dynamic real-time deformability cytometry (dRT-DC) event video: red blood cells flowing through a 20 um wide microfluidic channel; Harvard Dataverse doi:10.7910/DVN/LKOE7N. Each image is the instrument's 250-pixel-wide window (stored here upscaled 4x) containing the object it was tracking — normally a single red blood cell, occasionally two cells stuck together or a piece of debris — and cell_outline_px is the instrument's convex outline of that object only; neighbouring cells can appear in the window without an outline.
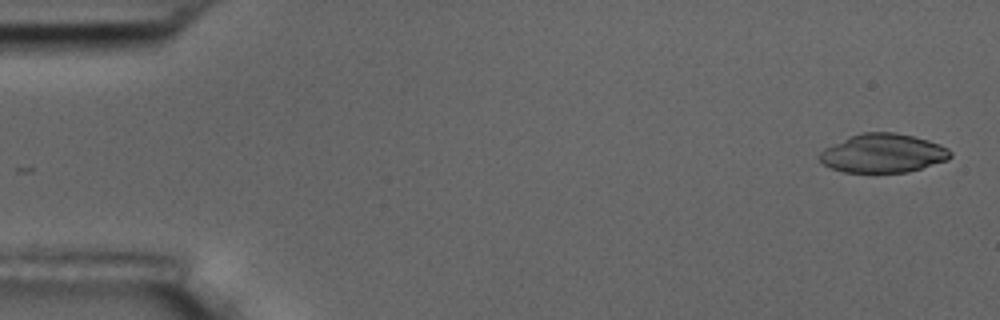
{"species": "common noctule bat (a hibernating species)", "species_latin": "Nyctalus noctula", "temperature_condition": "room temperature", "stored_images_in_passage": 4, "camera_frame_rate_fps": 3000, "um_per_image_px": 0.085, "animal": {"sex": "male", "body_mass_g": 17.5, "forearm_length_mm": 52.3}, "frame": {"image": 1, "passage_image": 1, "time_ms": 0.0, "image_size_px": [1000, 320], "cell_outline_px": [[952, 156], [948, 160], [908, 172], [844, 172], [832, 168], [824, 164], [820, 160], [820, 152], [824, 148], [848, 136], [864, 132], [896, 132], [928, 140], [940, 144], [948, 148], [952, 152]], "centroid_in_image_um": [75.07, 13.02], "position_along_channel_um": 9.9, "area_um2": 29.59}}